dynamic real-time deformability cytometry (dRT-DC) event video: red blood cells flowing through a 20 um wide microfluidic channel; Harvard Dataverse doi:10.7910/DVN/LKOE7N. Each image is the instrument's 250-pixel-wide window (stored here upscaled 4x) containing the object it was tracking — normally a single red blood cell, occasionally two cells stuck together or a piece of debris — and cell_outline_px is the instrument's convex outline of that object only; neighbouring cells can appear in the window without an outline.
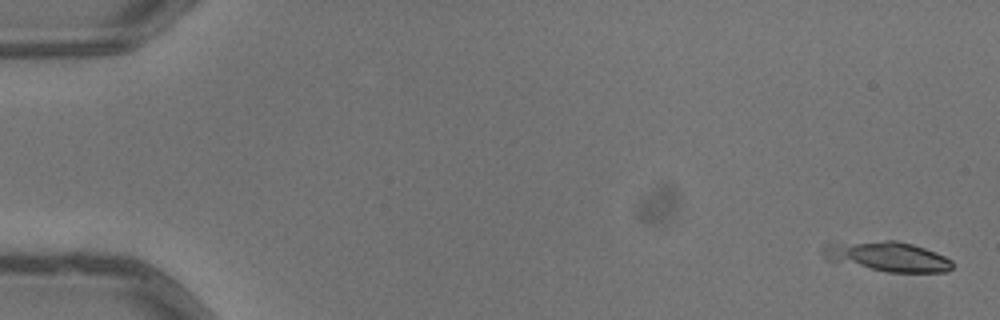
{"species": "common noctule bat (a hibernating species)", "species_latin": "Nyctalus noctula", "temperature_condition": "warm", "stored_images_in_passage": 5, "camera_frame_rate_fps": 3000, "um_per_image_px": 0.085, "animal": {"sex": "male", "body_mass_g": 13.3}, "frame": {"image": 1, "passage_image": 1, "time_ms": 0.0, "image_size_px": [1000, 320], "cell_outline_px": [[952, 268], [948, 272], [888, 272], [824, 260], [820, 252], [824, 244], [884, 240], [896, 240], [912, 244], [936, 252], [952, 260]], "centroid_in_image_um": [75.39, 21.8], "position_along_channel_um": 9.6, "area_um2": 22.66}}
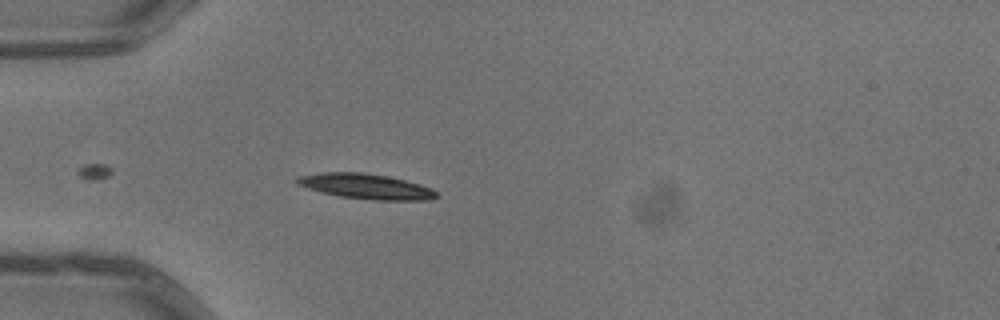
{"frame": {"image": 2, "passage_image": 5, "time_ms": 1.333, "image_size_px": [1000, 320], "cell_outline_px": [[440, 196], [428, 200], [372, 200], [340, 196], [320, 192], [296, 184], [292, 180], [300, 176], [324, 172], [360, 172], [388, 176], [420, 184], [432, 188]], "centroid_in_image_um": [31.1, 15.84], "position_along_channel_um": 53.9, "area_um2": 20.52}}